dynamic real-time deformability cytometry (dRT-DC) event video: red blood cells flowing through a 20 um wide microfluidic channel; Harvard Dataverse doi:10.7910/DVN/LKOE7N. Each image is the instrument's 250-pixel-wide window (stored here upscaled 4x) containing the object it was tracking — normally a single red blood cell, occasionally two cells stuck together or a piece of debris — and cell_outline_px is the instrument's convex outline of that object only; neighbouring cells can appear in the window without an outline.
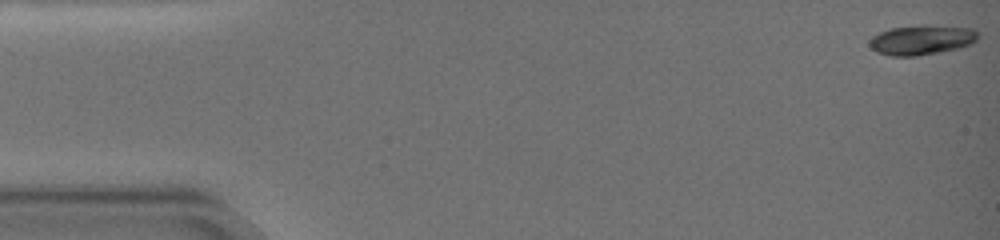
{"species": "common noctule bat (a hibernating species)", "species_latin": "Nyctalus noctula", "temperature_condition": "warm", "stored_images_in_passage": 64, "camera_frame_rate_fps": 3000, "um_per_image_px": 0.085, "animal": {"sex": "female", "body_mass_g": 19.0, "forearm_length_mm": 51.5}, "frame": {"image": 1, "passage_image": 1, "time_ms": 0.0, "image_size_px": [1000, 240], "cell_outline_px": [[980, 36], [972, 44], [960, 48], [940, 52], [916, 56], [892, 56], [876, 52], [868, 44], [868, 40], [872, 36], [880, 32], [892, 28], [924, 24], [976, 28]], "centroid_in_image_um": [78.38, 3.38], "position_along_channel_um": 6.6, "area_um2": 19.25}}
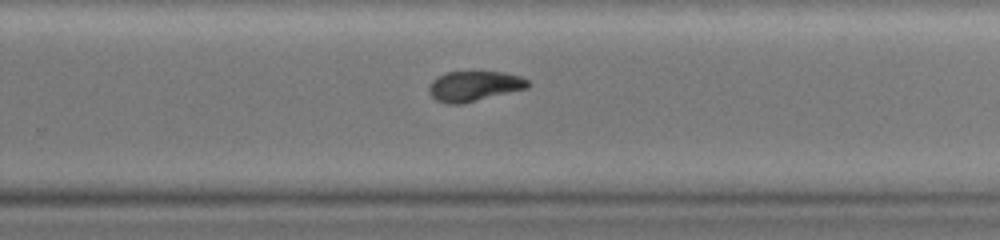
{"frame": {"image": 2, "passage_image": 43, "time_ms": 14.0, "image_size_px": [1000, 240], "cell_outline_px": [[532, 84], [528, 88], [460, 104], [448, 104], [436, 100], [428, 92], [428, 84], [432, 80], [448, 72], [504, 72], [520, 76], [528, 80]], "centroid_in_image_um": [40.31, 7.32], "position_along_channel_um": 289.5, "area_um2": 17.34}}
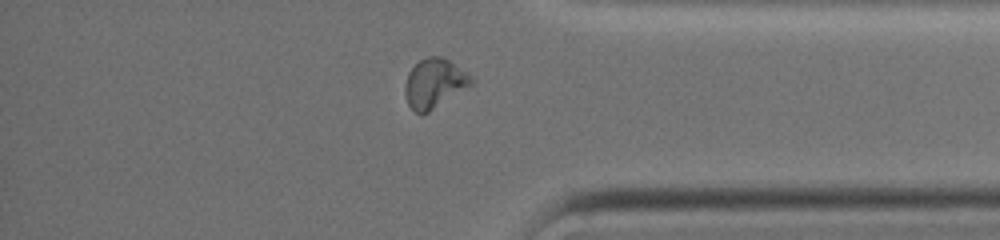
{"frame": {"image": 3, "passage_image": 54, "time_ms": 17.667, "image_size_px": [1000, 240], "cell_outline_px": [[476, 80], [472, 84], [428, 112], [420, 116], [408, 104], [404, 92], [404, 84], [408, 72], [420, 60], [428, 56], [440, 56], [448, 60], [472, 76]], "centroid_in_image_um": [36.9, 7.08], "position_along_channel_um": 398.3, "area_um2": 18.9}, "authors_computed_cell_mechanics": {"area_um2": 18.785, "velocity_mm_per_s": 3.0548, "shape_relaxation_time_tau1_ms": 6.1318, "shape_relaxation_time_tau2_ms": 2.5682, "deformation_change_tau1": 0.1781, "deformation_change_tau2": 0.053}}